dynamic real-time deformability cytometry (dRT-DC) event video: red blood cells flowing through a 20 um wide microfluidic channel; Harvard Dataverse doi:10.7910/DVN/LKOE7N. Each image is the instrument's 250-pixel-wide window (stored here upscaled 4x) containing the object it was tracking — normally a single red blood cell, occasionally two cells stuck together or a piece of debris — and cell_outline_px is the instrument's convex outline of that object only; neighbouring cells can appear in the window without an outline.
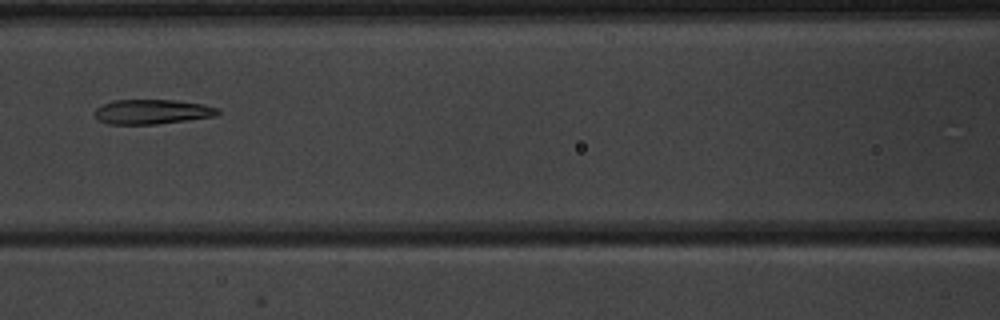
{"species": "common noctule bat (a hibernating species)", "species_latin": "Nyctalus noctula", "temperature_condition": "warm", "stored_images_in_passage": 6, "camera_frame_rate_fps": 3000, "um_per_image_px": 0.085, "animal": {"sex": "male", "body_mass_g": 20.1, "forearm_length_mm": 53.5}, "frame": {"image": 1, "passage_image": 6, "time_ms": 6.667, "image_size_px": [1000, 320], "cell_outline_px": [[220, 112], [216, 116], [188, 120], [156, 124], [108, 124], [100, 120], [92, 112], [96, 108], [112, 100], [176, 100], [204, 104], [220, 108]], "centroid_in_image_um": [12.96, 9.49], "position_along_channel_um": 153.6, "area_um2": 17.8}}